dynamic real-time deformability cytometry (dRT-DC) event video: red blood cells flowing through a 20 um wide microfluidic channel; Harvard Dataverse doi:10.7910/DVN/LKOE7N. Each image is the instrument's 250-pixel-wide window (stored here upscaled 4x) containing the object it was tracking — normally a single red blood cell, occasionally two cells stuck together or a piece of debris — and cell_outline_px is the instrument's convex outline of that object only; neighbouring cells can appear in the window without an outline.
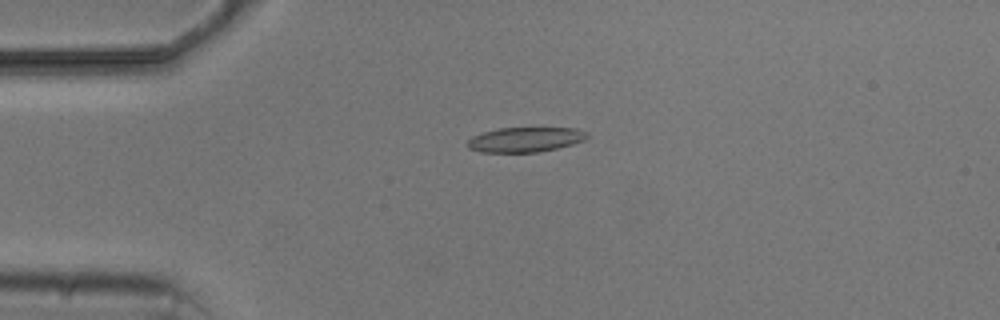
{"species": "common noctule bat (a hibernating species)", "species_latin": "Nyctalus noctula", "temperature_condition": "cold", "stored_images_in_passage": 9, "camera_frame_rate_fps": 3000, "um_per_image_px": 0.085, "animal": {"sex": "male", "body_mass_g": 20.5, "forearm_length_mm": 52.5}, "frame": {"image": 1, "passage_image": 3, "time_ms": 2.333, "image_size_px": [1000, 320], "cell_outline_px": [[588, 136], [584, 140], [572, 144], [556, 148], [536, 152], [480, 152], [468, 148], [468, 140], [472, 136], [484, 132], [500, 128], [576, 128], [588, 132]], "centroid_in_image_um": [44.65, 11.86], "position_along_channel_um": 40.4, "area_um2": 17.17}}
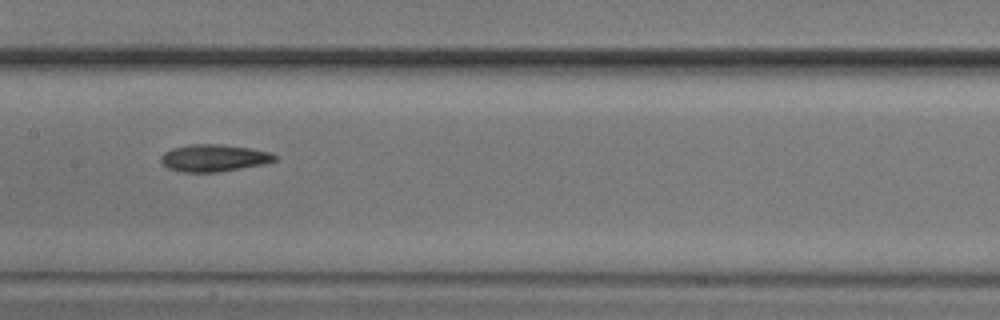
{"frame": {"image": 2, "passage_image": 7, "time_ms": 7.0, "image_size_px": [1000, 320], "cell_outline_px": [[276, 160], [264, 164], [220, 172], [180, 172], [168, 168], [160, 160], [160, 156], [164, 152], [172, 148], [188, 144], [216, 144], [248, 148], [272, 152], [276, 156]], "centroid_in_image_um": [18.16, 13.43], "position_along_channel_um": 189.2, "area_um2": 18.03}}
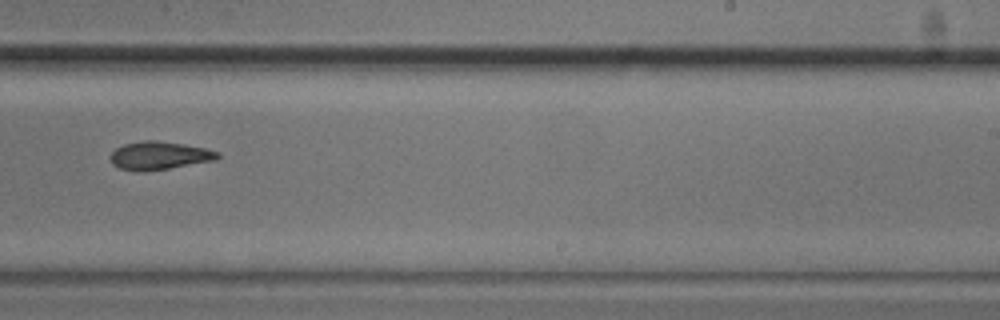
{"frame": {"image": 3, "passage_image": 9, "time_ms": 9.333, "image_size_px": [1000, 320], "cell_outline_px": [[220, 156], [216, 160], [144, 172], [136, 172], [120, 168], [112, 164], [112, 152], [116, 148], [124, 144], [144, 140], [156, 140], [184, 144], [204, 148], [220, 152]], "centroid_in_image_um": [13.54, 13.22], "position_along_channel_um": 275.5, "area_um2": 17.51}}